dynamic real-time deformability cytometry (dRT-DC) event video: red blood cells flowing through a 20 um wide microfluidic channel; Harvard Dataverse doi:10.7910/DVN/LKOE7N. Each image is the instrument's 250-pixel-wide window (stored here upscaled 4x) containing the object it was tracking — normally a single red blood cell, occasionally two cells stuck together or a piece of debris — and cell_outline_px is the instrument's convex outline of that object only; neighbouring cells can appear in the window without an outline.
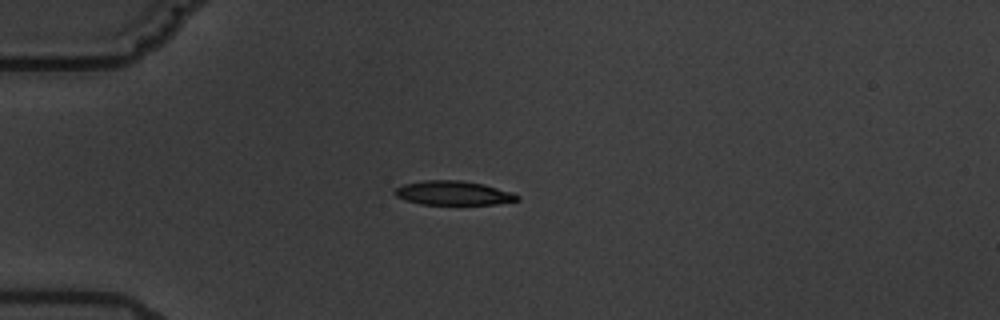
{"species": "common noctule bat (a hibernating species)", "species_latin": "Nyctalus noctula", "temperature_condition": "warm", "stored_images_in_passage": 10, "camera_frame_rate_fps": 3000, "um_per_image_px": 0.085, "animal": {"sex": "male", "body_mass_g": 19.5, "forearm_length_mm": 54.6}, "frame": {"image": 1, "passage_image": 4, "time_ms": 3.667, "image_size_px": [1000, 320], "cell_outline_px": [[520, 200], [496, 204], [420, 204], [396, 196], [392, 192], [396, 188], [404, 184], [424, 180], [460, 180], [484, 184], [512, 192], [520, 196]], "centroid_in_image_um": [38.55, 16.4], "position_along_channel_um": 46.4, "area_um2": 17.17}}
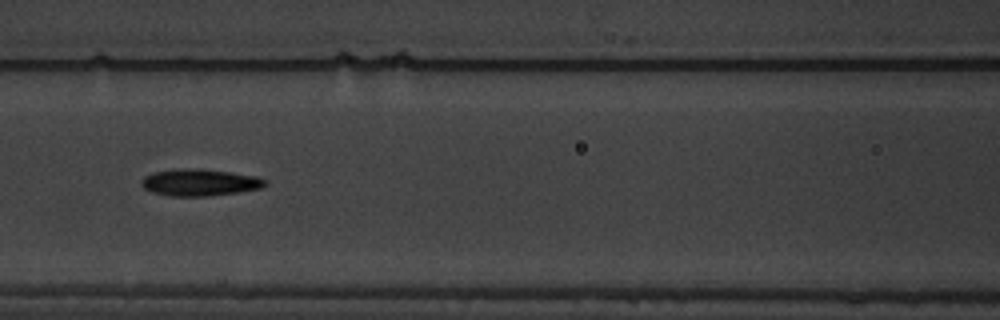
{"frame": {"image": 2, "passage_image": 7, "time_ms": 7.333, "image_size_px": [1000, 320], "cell_outline_px": [[268, 184], [260, 188], [240, 192], [208, 196], [172, 196], [152, 192], [144, 188], [140, 184], [140, 180], [144, 176], [152, 172], [176, 168], [196, 168], [228, 172], [256, 176], [264, 180]], "centroid_in_image_um": [16.92, 15.5], "position_along_channel_um": 149.7, "area_um2": 19.42}}